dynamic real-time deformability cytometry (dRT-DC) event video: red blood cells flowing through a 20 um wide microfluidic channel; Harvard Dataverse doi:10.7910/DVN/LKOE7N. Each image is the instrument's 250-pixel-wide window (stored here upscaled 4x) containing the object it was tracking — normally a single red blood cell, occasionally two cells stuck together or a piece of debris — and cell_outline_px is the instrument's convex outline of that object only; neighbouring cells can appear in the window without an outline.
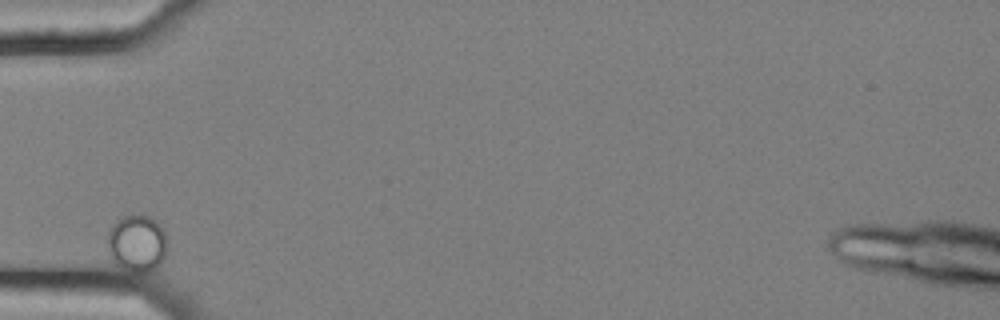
{"species": "common noctule bat (a hibernating species)", "species_latin": "Nyctalus noctula", "temperature_condition": "cold", "stored_images_in_passage": 2, "camera_frame_rate_fps": 3000, "um_per_image_px": 0.085, "animal": {"sex": "female", "body_mass_g": 25.1}, "frame": {"image": 1, "passage_image": 1, "time_ms": 0.0, "image_size_px": [1000, 320], "cell_outline_px": [[168, 248], [160, 264], [156, 268], [148, 272], [136, 276], [124, 272], [116, 264], [112, 256], [108, 244], [108, 232], [112, 224], [120, 216], [136, 212], [148, 216], [156, 220], [164, 228]], "centroid_in_image_um": [11.66, 20.69], "position_along_channel_um": 73.3, "area_um2": 20.81}}